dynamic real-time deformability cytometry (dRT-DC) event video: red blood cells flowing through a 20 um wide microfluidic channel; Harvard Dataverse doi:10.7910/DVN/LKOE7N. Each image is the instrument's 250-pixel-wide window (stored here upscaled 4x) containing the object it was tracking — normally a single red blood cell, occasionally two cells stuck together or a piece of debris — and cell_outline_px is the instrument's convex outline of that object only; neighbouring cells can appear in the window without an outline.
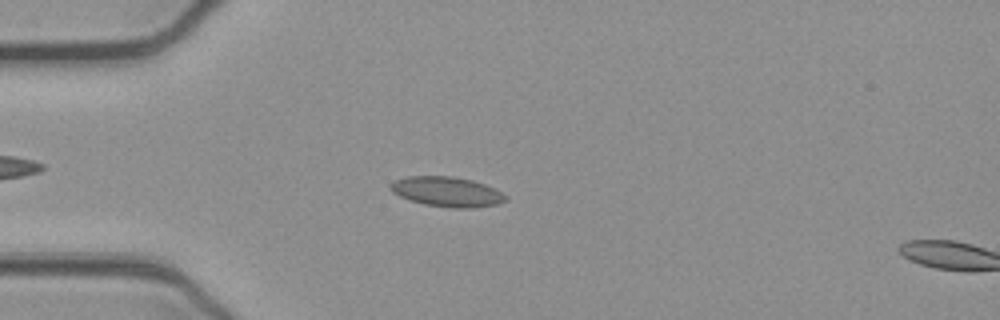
{"species": "common noctule bat (a hibernating species)", "species_latin": "Nyctalus noctula", "temperature_condition": "cold", "stored_images_in_passage": 15, "camera_frame_rate_fps": 3000, "um_per_image_px": 0.085, "animal": {"sex": "female", "body_mass_g": 21.9}, "frame": {"image": 1, "passage_image": 13, "time_ms": 4.0, "image_size_px": [1000, 320], "cell_outline_px": [[508, 200], [496, 204], [472, 208], [452, 208], [424, 204], [400, 196], [392, 192], [388, 188], [396, 180], [408, 176], [452, 176], [472, 180], [496, 188], [508, 196]], "centroid_in_image_um": [38.04, 16.3], "position_along_channel_um": 47.0, "area_um2": 20.06}}